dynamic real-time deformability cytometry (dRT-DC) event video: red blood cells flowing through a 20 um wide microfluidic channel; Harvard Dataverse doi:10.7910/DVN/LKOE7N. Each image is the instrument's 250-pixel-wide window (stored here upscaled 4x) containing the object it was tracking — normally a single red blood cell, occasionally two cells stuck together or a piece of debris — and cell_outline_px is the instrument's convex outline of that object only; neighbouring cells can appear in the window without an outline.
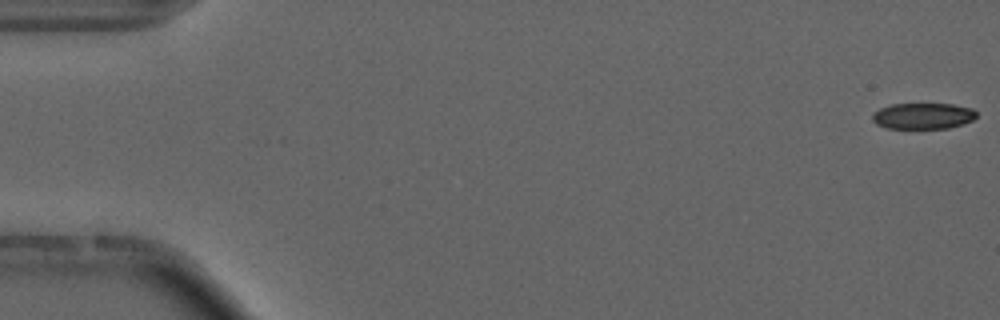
{"species": "common noctule bat (a hibernating species)", "species_latin": "Nyctalus noctula", "temperature_condition": "cold", "stored_images_in_passage": 55, "camera_frame_rate_fps": 3000, "um_per_image_px": 0.085, "animal": {"sex": "male", "forearm_length_mm": 52.5}, "frame": {"image": 1, "passage_image": 1, "time_ms": 0.0, "image_size_px": [1000, 320], "cell_outline_px": [[976, 116], [972, 120], [964, 124], [948, 128], [888, 128], [876, 124], [872, 120], [872, 116], [880, 108], [892, 104], [952, 104], [972, 108], [976, 112]], "centroid_in_image_um": [78.47, 9.86], "position_along_channel_um": 6.5, "area_um2": 15.72}}
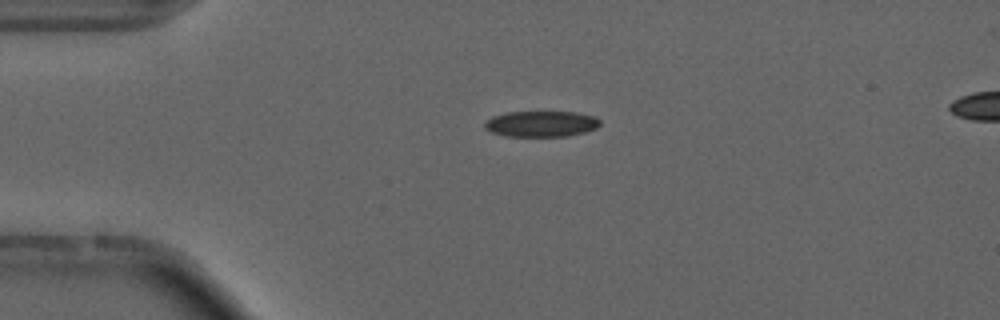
{"frame": {"image": 2, "passage_image": 13, "time_ms": 4.0, "image_size_px": [1000, 320], "cell_outline_px": [[600, 124], [596, 128], [584, 132], [568, 136], [504, 136], [492, 132], [484, 128], [484, 124], [492, 116], [508, 112], [576, 112], [596, 116], [600, 120]], "centroid_in_image_um": [46.02, 10.52], "position_along_channel_um": 39.0, "area_um2": 17.4}, "authors_computed_cell_mechanics": {"area_um2": 17.5712, "velocity_mm_per_s": 3.7221, "shape_relaxation_time_tau1_ms": 8.3196, "shape_relaxation_time_tau2_ms": 3.0371, "deformation_change_tau1": 0.1579, "deformation_change_tau2": 0.0919}}